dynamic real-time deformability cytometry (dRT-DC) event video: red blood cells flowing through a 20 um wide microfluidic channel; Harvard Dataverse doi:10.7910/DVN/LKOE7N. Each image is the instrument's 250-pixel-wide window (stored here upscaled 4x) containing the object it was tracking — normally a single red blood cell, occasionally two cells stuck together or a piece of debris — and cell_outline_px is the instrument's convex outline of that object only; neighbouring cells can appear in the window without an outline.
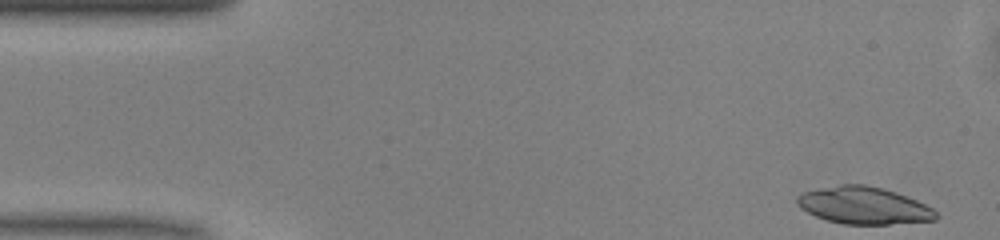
{"species": "common noctule bat (a hibernating species)", "species_latin": "Nyctalus noctula", "temperature_condition": "warm", "stored_images_in_passage": 48, "camera_frame_rate_fps": 3000, "um_per_image_px": 0.085, "animal": {"sex": "male", "body_mass_g": 13.0, "forearm_length_mm": 53.1}, "frame": {"image": 1, "passage_image": 1, "time_ms": 0.0, "image_size_px": [1000, 240], "cell_outline_px": [[940, 216], [936, 220], [888, 224], [844, 224], [828, 220], [816, 216], [800, 208], [796, 204], [796, 196], [804, 192], [820, 188], [840, 184], [864, 184], [896, 192], [916, 200], [932, 208]], "centroid_in_image_um": [73.41, 17.47], "position_along_channel_um": 11.6, "area_um2": 29.94}}